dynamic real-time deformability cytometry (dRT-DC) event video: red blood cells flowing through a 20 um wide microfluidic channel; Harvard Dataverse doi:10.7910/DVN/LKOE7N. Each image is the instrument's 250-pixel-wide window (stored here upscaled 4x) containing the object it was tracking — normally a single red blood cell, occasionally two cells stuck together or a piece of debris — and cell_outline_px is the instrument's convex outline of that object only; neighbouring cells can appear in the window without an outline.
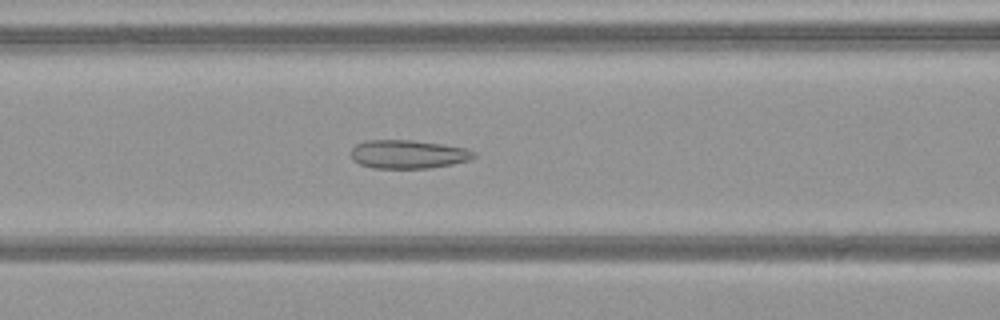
{"species": "common noctule bat (a hibernating species)", "species_latin": "Nyctalus noctula", "temperature_condition": "warm", "stored_images_in_passage": 43, "camera_frame_rate_fps": 3000, "um_per_image_px": 0.085, "animal": {"sex": "female", "body_mass_g": 21.9}, "frame": {"image": 1, "passage_image": 14, "time_ms": 4.333, "image_size_px": [1000, 320], "cell_outline_px": [[476, 156], [468, 160], [452, 164], [428, 168], [372, 168], [360, 164], [352, 160], [352, 148], [356, 144], [364, 140], [412, 140], [440, 144], [464, 148], [476, 152]], "centroid_in_image_um": [34.66, 13.11], "position_along_channel_um": 131.9, "area_um2": 20.35}}
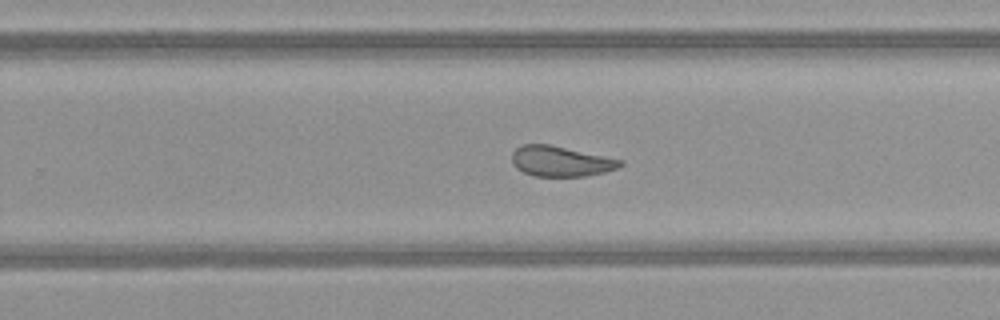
{"frame": {"image": 2, "passage_image": 25, "time_ms": 8.0, "image_size_px": [1000, 320], "cell_outline_px": [[624, 164], [616, 168], [604, 172], [584, 176], [536, 176], [524, 172], [516, 168], [512, 164], [512, 152], [520, 144], [548, 144], [624, 160]], "centroid_in_image_um": [47.64, 13.7], "position_along_channel_um": 282.2, "area_um2": 19.07}}
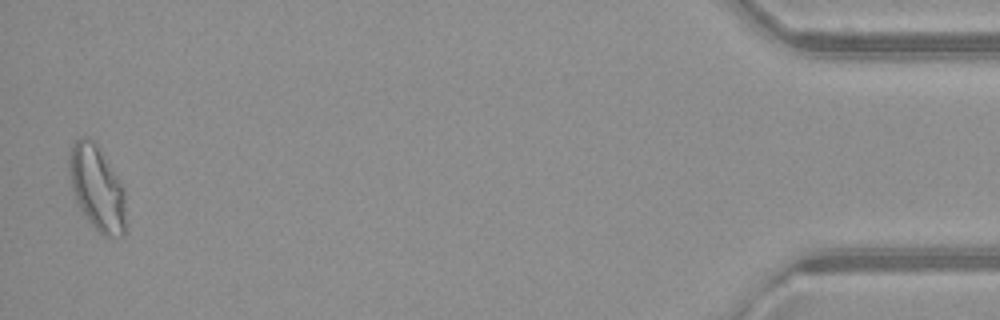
{"frame": {"image": 3, "passage_image": 42, "time_ms": 13.667, "image_size_px": [1000, 320], "cell_outline_px": [[128, 232], [124, 236], [104, 236], [88, 220], [80, 208], [76, 200], [72, 188], [68, 172], [68, 152], [76, 140], [84, 136], [88, 136], [96, 140], [124, 188], [128, 228]], "centroid_in_image_um": [8.28, 15.97], "position_along_channel_um": 426.9, "area_um2": 28.78}, "authors_computed_cell_mechanics": {"area_um2": 21.7328, "velocity_mm_per_s": 4.1078, "shape_relaxation_time_tau1_ms": null, "shape_relaxation_time_tau2_ms": 1.2392, "deformation_change_tau1": null, "deformation_change_tau2": 0.084}}